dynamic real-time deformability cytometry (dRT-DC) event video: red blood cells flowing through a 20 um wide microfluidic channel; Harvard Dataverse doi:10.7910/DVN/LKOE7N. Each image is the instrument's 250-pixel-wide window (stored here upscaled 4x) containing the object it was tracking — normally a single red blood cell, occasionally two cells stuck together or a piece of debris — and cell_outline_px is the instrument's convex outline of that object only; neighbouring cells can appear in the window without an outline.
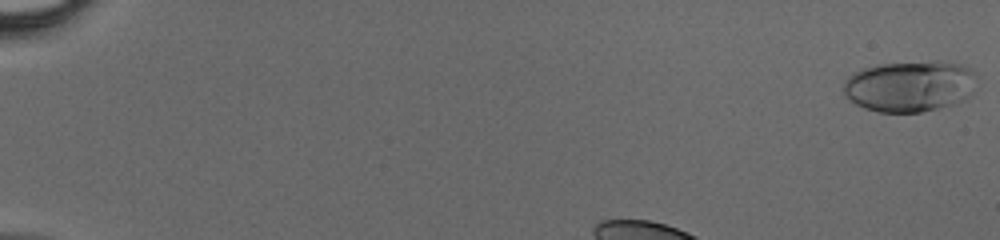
{"species": "human", "species_latin": "Homo sapiens", "temperature_condition": "cold", "stored_images_in_passage": 35, "camera_frame_rate_fps": 3000, "um_per_image_px": 0.085, "donor": {"sex": "male"}, "frame": {"image": 1, "passage_image": 1, "time_ms": 0.0, "image_size_px": [1000, 240], "cell_outline_px": [[976, 72], [972, 92], [964, 100], [952, 104], [920, 112], [880, 112], [864, 108], [856, 104], [844, 96], [844, 80], [848, 76], [864, 68], [880, 64], [936, 60], [960, 64]], "centroid_in_image_um": [77.32, 7.31], "position_along_channel_um": 7.7, "area_um2": 39.71}}
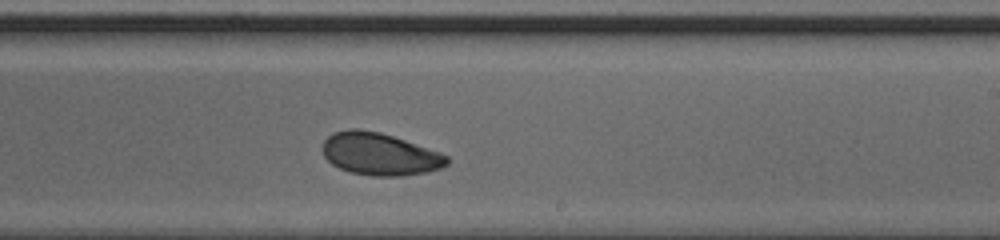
{"frame": {"image": 2, "passage_image": 23, "time_ms": 7.333, "image_size_px": [1000, 240], "cell_outline_px": [[448, 164], [440, 168], [428, 172], [404, 176], [372, 176], [348, 172], [332, 164], [324, 156], [324, 140], [332, 132], [348, 128], [360, 128], [380, 132], [440, 152], [448, 156]], "centroid_in_image_um": [32.27, 13.09], "position_along_channel_um": 256.7, "area_um2": 30.81}}
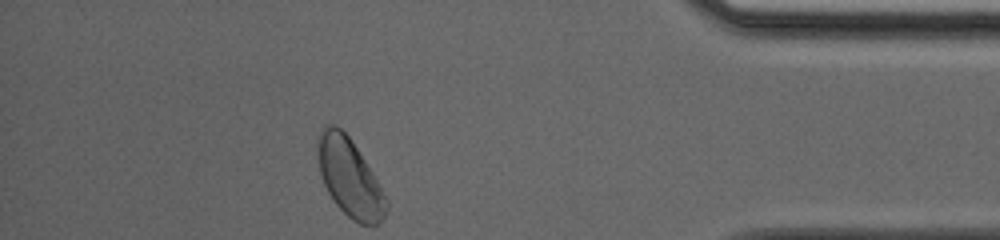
{"frame": {"image": 3, "passage_image": 35, "time_ms": 11.333, "image_size_px": [1000, 240], "cell_outline_px": [[388, 208], [384, 216], [376, 224], [360, 224], [352, 220], [332, 200], [324, 184], [320, 172], [316, 152], [316, 136], [320, 128], [324, 124], [336, 124], [352, 140], [372, 172], [388, 200]], "centroid_in_image_um": [29.67, 15.03], "position_along_channel_um": 405.5, "area_um2": 31.33}}